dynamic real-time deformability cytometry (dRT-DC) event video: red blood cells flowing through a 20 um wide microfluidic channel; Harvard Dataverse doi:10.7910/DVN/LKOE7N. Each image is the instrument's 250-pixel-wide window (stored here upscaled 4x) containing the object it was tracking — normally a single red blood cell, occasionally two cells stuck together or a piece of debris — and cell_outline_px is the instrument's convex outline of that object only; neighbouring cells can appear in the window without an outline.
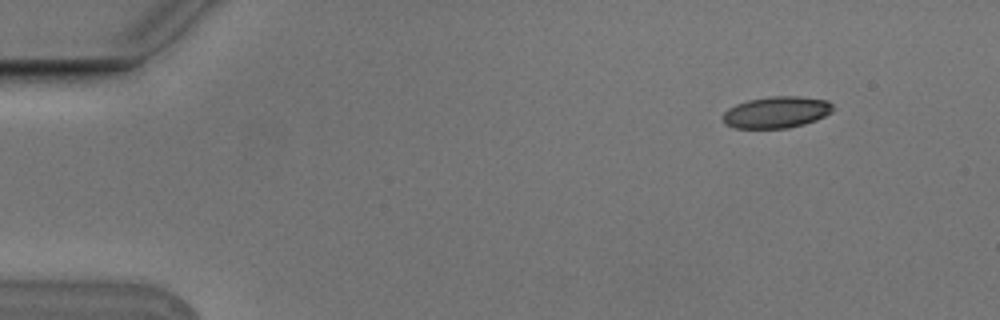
{"species": "Egyptian fruit bat (a non-hibernating species)", "species_latin": "Rousettus aegyptiacus", "temperature_condition": "cold", "stored_images_in_passage": 5, "segment_of_instrument_passage": [1, 2], "camera_frame_rate_fps": 3000, "um_per_image_px": 0.085, "animal": {"sex": "male"}, "frame": {"image": 1, "passage_image": 1, "time_ms": 0.0, "image_size_px": [1000, 320], "cell_outline_px": [[832, 112], [816, 120], [804, 124], [788, 128], [736, 128], [724, 124], [724, 112], [728, 108], [736, 104], [748, 100], [768, 96], [800, 96], [828, 100], [832, 104]], "centroid_in_image_um": [66.0, 9.53], "position_along_channel_um": 19.0, "area_um2": 20.29}}
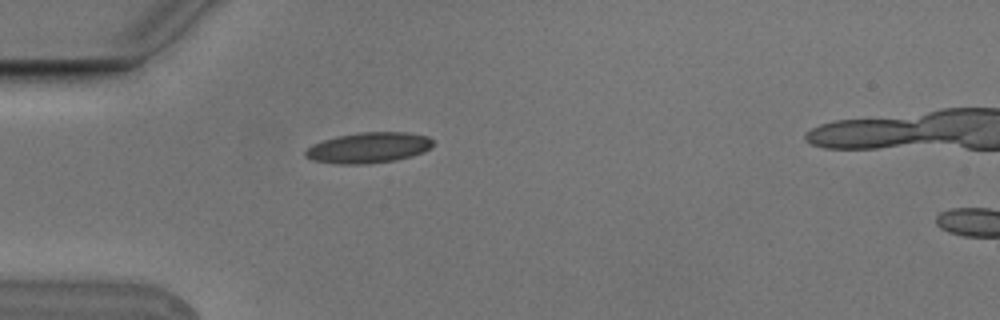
{"frame": {"image": 2, "passage_image": 4, "time_ms": 1.0, "image_size_px": [1000, 320], "cell_outline_px": [[436, 144], [424, 152], [412, 156], [396, 160], [368, 164], [336, 164], [312, 160], [304, 156], [304, 152], [312, 144], [324, 140], [340, 136], [360, 132], [404, 132], [428, 136]], "centroid_in_image_um": [31.35, 12.56], "position_along_channel_um": 53.7, "area_um2": 22.89}}